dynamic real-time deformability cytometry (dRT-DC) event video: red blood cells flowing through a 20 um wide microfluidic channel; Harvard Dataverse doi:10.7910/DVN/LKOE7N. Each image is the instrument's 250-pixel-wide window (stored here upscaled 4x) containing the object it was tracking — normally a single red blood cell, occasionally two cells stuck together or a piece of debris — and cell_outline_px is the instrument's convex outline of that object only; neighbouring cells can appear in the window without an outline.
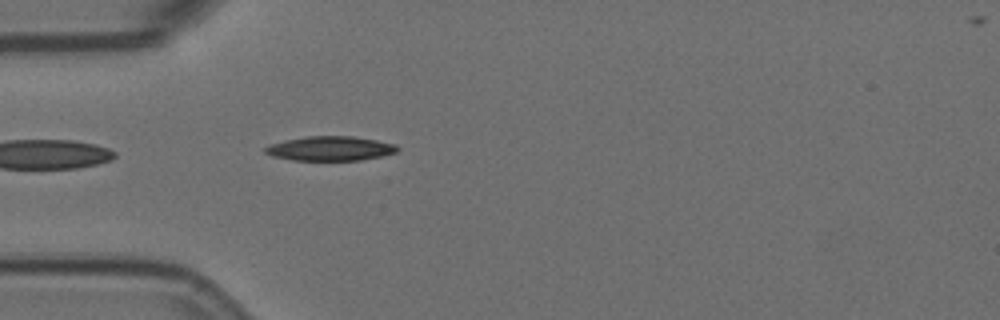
{"species": "Egyptian fruit bat (a non-hibernating species)", "species_latin": "Rousettus aegyptiacus", "temperature_condition": "room temperature", "stored_images_in_passage": 1, "camera_frame_rate_fps": 3000, "um_per_image_px": 0.085, "animal": {"sex": "female"}, "frame": {"image": 1, "passage_image": 1, "time_ms": 0.0, "image_size_px": [1000, 320], "cell_outline_px": [[400, 148], [396, 152], [380, 156], [360, 160], [292, 160], [272, 156], [264, 152], [264, 148], [268, 144], [284, 140], [308, 136], [352, 136], [376, 140], [396, 144]], "centroid_in_image_um": [28.04, 12.62], "position_along_channel_um": 57.0, "area_um2": 18.84}}